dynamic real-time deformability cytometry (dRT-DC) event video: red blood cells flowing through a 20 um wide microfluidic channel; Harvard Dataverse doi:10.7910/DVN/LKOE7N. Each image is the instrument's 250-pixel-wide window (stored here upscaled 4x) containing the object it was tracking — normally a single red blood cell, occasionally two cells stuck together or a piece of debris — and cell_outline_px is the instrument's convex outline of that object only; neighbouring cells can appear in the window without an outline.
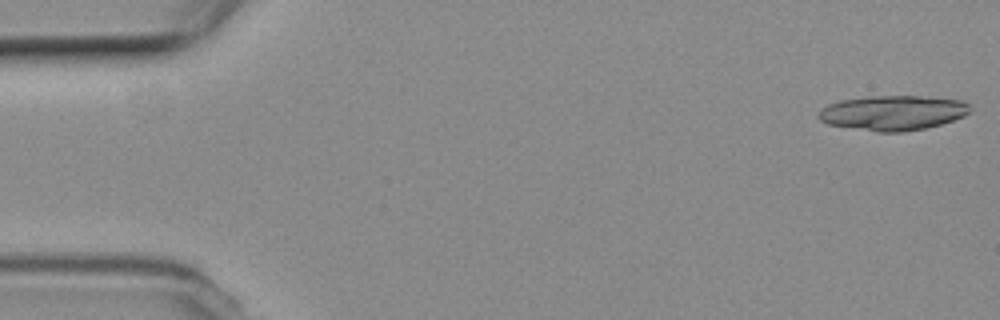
{"species": "common noctule bat (a hibernating species)", "species_latin": "Nyctalus noctula", "temperature_condition": "room temperature", "stored_images_in_passage": 21, "camera_frame_rate_fps": 3000, "um_per_image_px": 0.085, "animal": {"sex": "female", "body_mass_g": 19.3, "forearm_length_mm": 54.1}, "frame": {"image": 1, "passage_image": 1, "time_ms": 0.0, "image_size_px": [1000, 320], "cell_outline_px": [[972, 108], [964, 116], [940, 124], [924, 128], [900, 132], [876, 132], [828, 124], [820, 120], [820, 112], [828, 104], [840, 100], [868, 96], [920, 96], [964, 100]], "centroid_in_image_um": [75.92, 9.58], "position_along_channel_um": 9.1, "area_um2": 30.58}}